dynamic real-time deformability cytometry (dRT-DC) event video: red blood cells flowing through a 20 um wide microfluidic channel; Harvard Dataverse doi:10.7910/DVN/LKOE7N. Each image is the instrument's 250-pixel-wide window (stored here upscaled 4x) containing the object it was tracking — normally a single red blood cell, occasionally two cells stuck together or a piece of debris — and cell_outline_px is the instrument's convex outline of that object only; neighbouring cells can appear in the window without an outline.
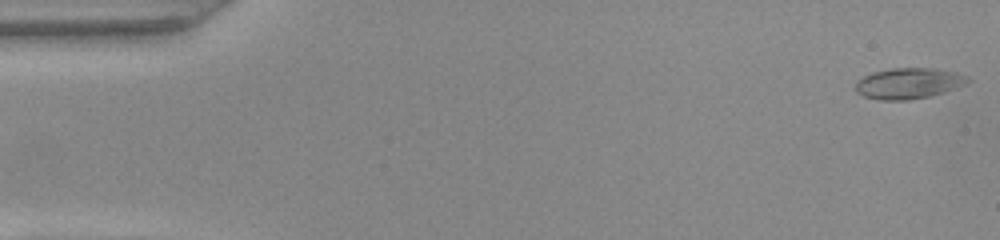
{"species": "common noctule bat (a hibernating species)", "species_latin": "Nyctalus noctula", "temperature_condition": "warm", "stored_images_in_passage": 10, "camera_frame_rate_fps": 3000, "um_per_image_px": 0.085, "animal": {"sex": "female", "body_mass_g": 22.0, "forearm_length_mm": 56.7}, "frame": {"image": 1, "passage_image": 1, "time_ms": 0.0, "image_size_px": [1000, 240], "cell_outline_px": [[972, 80], [956, 88], [944, 92], [928, 96], [908, 100], [880, 100], [864, 96], [856, 92], [856, 80], [872, 72], [888, 68], [936, 68], [956, 72], [968, 76]], "centroid_in_image_um": [77.23, 7.07], "position_along_channel_um": 7.8, "area_um2": 20.29}}